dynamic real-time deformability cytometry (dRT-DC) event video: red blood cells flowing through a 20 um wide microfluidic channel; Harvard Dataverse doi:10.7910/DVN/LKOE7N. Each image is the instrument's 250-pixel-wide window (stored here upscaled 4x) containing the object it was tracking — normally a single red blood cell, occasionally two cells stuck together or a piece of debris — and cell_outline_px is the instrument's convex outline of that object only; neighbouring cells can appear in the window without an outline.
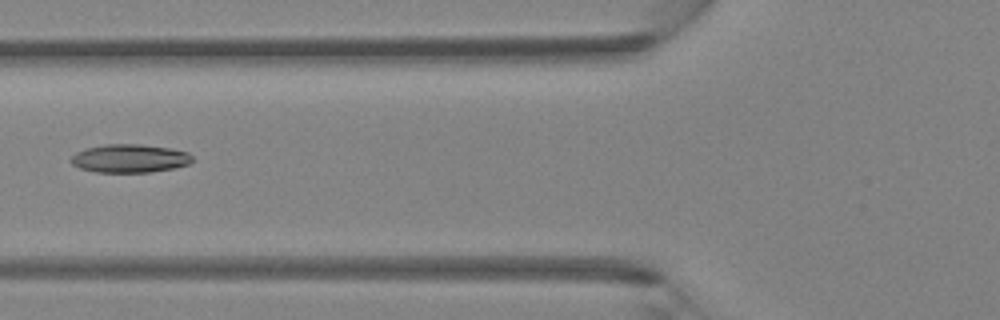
{"species": "Egyptian fruit bat (a non-hibernating species)", "species_latin": "Rousettus aegyptiacus", "temperature_condition": "room temperature", "stored_images_in_passage": 5, "camera_frame_rate_fps": 3000, "um_per_image_px": 0.085, "animal": {"sex": "female"}, "frame": {"image": 1, "passage_image": 5, "time_ms": 1.333, "image_size_px": [1000, 320], "cell_outline_px": [[192, 160], [188, 164], [176, 168], [152, 172], [96, 172], [80, 168], [72, 164], [68, 160], [76, 152], [88, 148], [104, 144], [140, 144], [172, 148], [188, 152], [192, 156]], "centroid_in_image_um": [11.03, 13.46], "position_along_channel_um": 114.8, "area_um2": 20.17}}